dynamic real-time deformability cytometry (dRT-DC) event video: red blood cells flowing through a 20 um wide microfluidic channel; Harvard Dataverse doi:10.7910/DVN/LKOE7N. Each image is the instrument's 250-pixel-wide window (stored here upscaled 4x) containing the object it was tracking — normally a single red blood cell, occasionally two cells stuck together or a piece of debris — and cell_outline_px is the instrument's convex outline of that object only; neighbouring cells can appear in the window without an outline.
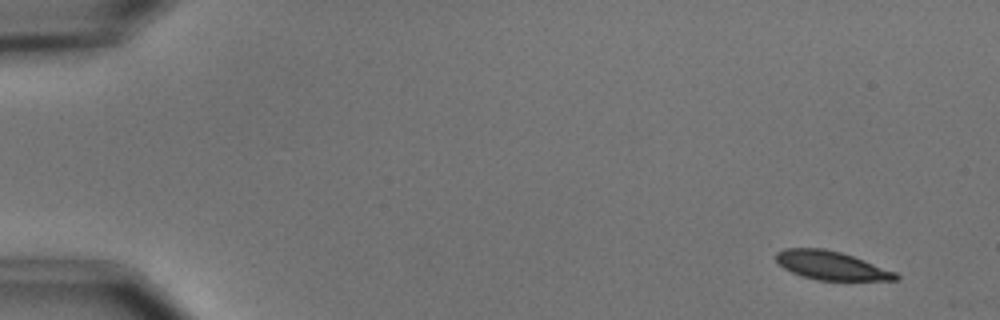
{"species": "common noctule bat (a hibernating species)", "species_latin": "Nyctalus noctula", "temperature_condition": "cold", "stored_images_in_passage": 4, "camera_frame_rate_fps": 3000, "um_per_image_px": 0.085, "animal": {"sex": "male", "body_mass_g": 15.6}, "frame": {"image": 1, "passage_image": 1, "time_ms": 0.0, "image_size_px": [1000, 320], "cell_outline_px": [[900, 280], [816, 280], [792, 272], [784, 268], [776, 260], [776, 252], [784, 248], [824, 248], [840, 252], [864, 260], [896, 272], [900, 276]], "centroid_in_image_um": [70.66, 22.56], "position_along_channel_um": 14.3, "area_um2": 19.83}}
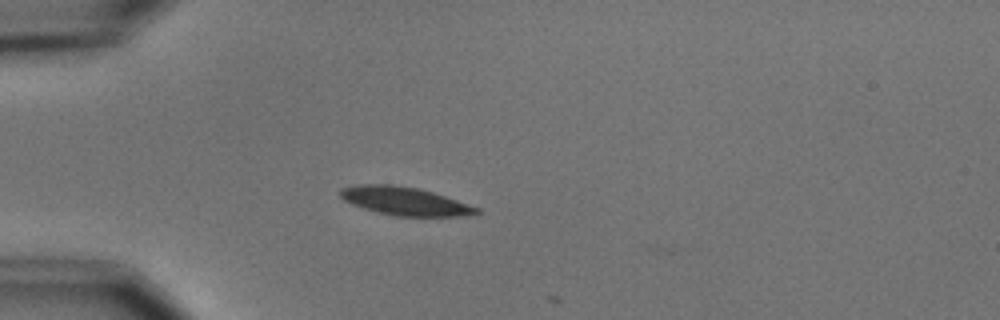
{"frame": {"image": 2, "passage_image": 4, "time_ms": 4.0, "image_size_px": [1000, 320], "cell_outline_px": [[480, 212], [468, 216], [396, 216], [376, 212], [352, 204], [344, 200], [340, 196], [340, 188], [360, 184], [392, 184], [416, 188], [432, 192], [480, 208]], "centroid_in_image_um": [34.39, 17.1], "position_along_channel_um": 50.6, "area_um2": 22.31}}